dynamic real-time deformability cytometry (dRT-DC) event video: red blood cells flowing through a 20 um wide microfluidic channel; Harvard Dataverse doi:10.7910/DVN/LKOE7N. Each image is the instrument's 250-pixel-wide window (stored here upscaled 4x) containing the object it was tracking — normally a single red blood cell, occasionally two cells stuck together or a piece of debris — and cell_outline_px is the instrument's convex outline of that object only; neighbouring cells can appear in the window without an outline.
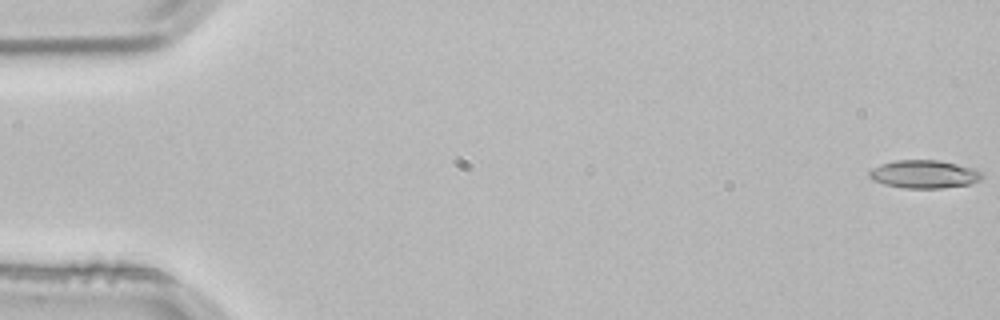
{"species": "common noctule bat (a hibernating species)", "species_latin": "Nyctalus noctula", "temperature_condition": "room temperature", "stored_images_in_passage": 5, "camera_frame_rate_fps": 3000, "um_per_image_px": 0.085, "animal": {"sex": "male", "body_mass_g": 21.5, "forearm_length_mm": 52.0}, "frame": {"image": 1, "passage_image": 1, "time_ms": 0.0, "image_size_px": [1000, 320], "cell_outline_px": [[984, 176], [980, 180], [968, 184], [940, 188], [904, 188], [884, 184], [872, 180], [868, 176], [868, 172], [872, 168], [880, 164], [896, 160], [940, 160], [976, 168]], "centroid_in_image_um": [78.54, 14.8], "position_along_channel_um": 6.5, "area_um2": 18.55}}
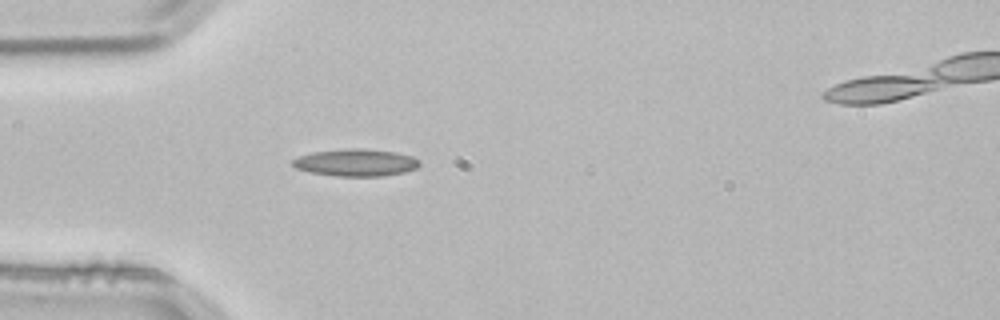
{"frame": {"image": 2, "passage_image": 4, "time_ms": 1.0, "image_size_px": [1000, 320], "cell_outline_px": [[420, 164], [416, 168], [404, 172], [384, 176], [336, 176], [312, 172], [296, 168], [292, 164], [292, 160], [300, 156], [312, 152], [352, 148], [360, 148], [396, 152], [412, 156], [420, 160]], "centroid_in_image_um": [30.28, 13.82], "position_along_channel_um": 54.7, "area_um2": 20.0}}